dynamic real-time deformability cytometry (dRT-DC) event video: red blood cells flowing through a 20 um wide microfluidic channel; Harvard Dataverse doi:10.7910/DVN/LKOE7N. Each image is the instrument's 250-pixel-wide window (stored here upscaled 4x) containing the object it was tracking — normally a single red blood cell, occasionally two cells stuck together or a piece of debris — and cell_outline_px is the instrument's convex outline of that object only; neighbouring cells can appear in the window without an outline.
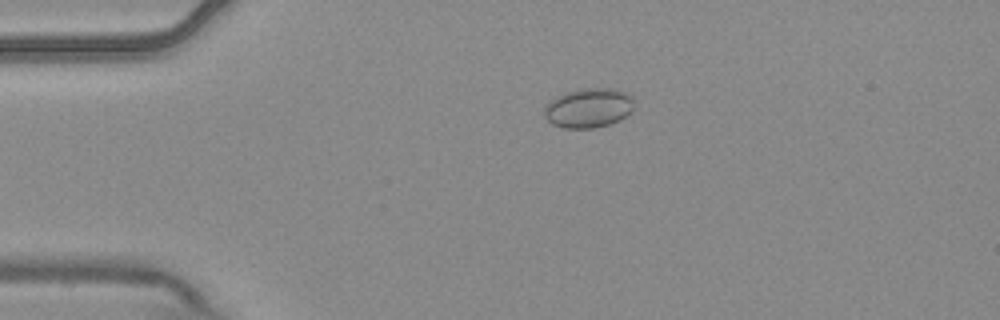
{"species": "common noctule bat (a hibernating species)", "species_latin": "Nyctalus noctula", "temperature_condition": "warm", "stored_images_in_passage": 5, "camera_frame_rate_fps": 3000, "um_per_image_px": 0.085, "animal": {"sex": "male", "body_mass_g": 20.4}, "frame": {"image": 1, "passage_image": 4, "time_ms": 1.0, "image_size_px": [1000, 320], "cell_outline_px": [[632, 108], [620, 120], [608, 124], [592, 128], [564, 128], [552, 124], [544, 116], [544, 108], [548, 100], [556, 96], [580, 88], [612, 88], [628, 92], [632, 96]], "centroid_in_image_um": [49.99, 9.16], "position_along_channel_um": 35.0, "area_um2": 20.69}}